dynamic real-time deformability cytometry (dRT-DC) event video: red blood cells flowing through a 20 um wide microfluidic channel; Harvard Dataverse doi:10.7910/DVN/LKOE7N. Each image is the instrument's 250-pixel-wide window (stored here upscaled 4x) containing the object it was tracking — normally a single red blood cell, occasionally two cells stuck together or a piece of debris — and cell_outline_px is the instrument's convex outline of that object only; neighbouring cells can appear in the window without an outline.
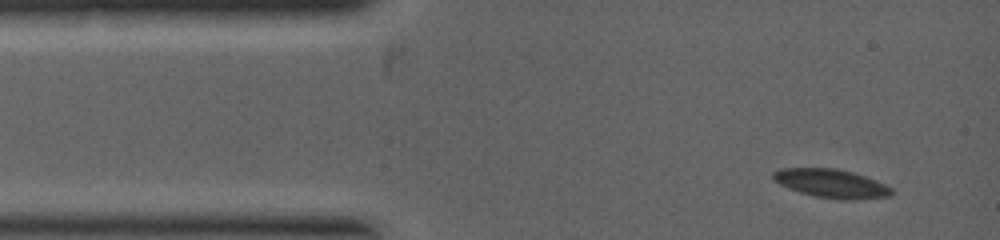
{"species": "common noctule bat (a hibernating species)", "species_latin": "Nyctalus noctula", "temperature_condition": "warm", "stored_images_in_passage": 9, "camera_frame_rate_fps": 5000, "um_per_image_px": 0.085, "animal": {"sex": "female", "body_mass_g": 19.0, "forearm_length_mm": 53.3}, "frame": {"image": 1, "passage_image": 1, "time_ms": 0.0, "image_size_px": [1000, 240], "cell_outline_px": [[896, 192], [892, 196], [856, 200], [840, 200], [816, 196], [800, 192], [788, 188], [772, 180], [772, 172], [784, 168], [836, 168], [852, 172], [864, 176], [884, 184], [892, 188]], "centroid_in_image_um": [70.69, 15.61], "position_along_channel_um": 14.3, "area_um2": 19.88}}
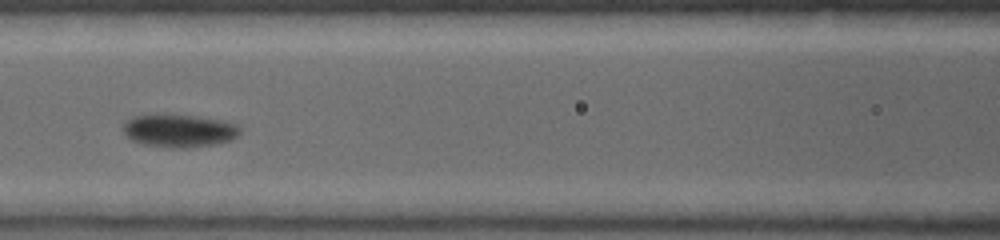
{"frame": {"image": 2, "passage_image": 6, "time_ms": 2.8, "image_size_px": [1000, 240], "cell_outline_px": [[240, 132], [232, 140], [216, 144], [188, 148], [176, 148], [140, 144], [132, 140], [124, 132], [124, 124], [132, 116], [152, 112], [192, 116], [216, 120], [236, 124], [240, 128]], "centroid_in_image_um": [15.17, 11.1], "position_along_channel_um": 151.4, "area_um2": 22.6}}
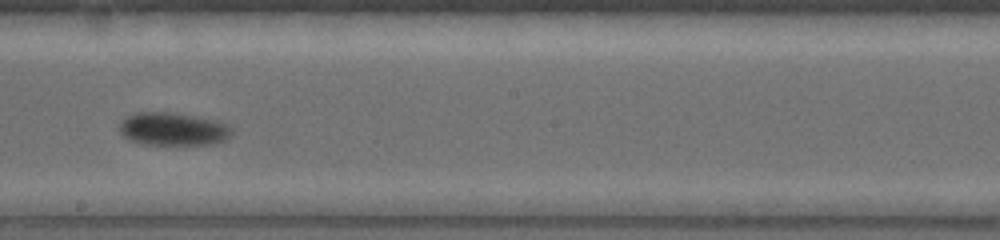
{"frame": {"image": 3, "passage_image": 8, "time_ms": 4.0, "image_size_px": [1000, 240], "cell_outline_px": [[232, 132], [224, 140], [212, 144], [144, 144], [128, 140], [120, 132], [120, 124], [124, 116], [136, 112], [168, 112], [216, 120], [232, 128]], "centroid_in_image_um": [14.65, 10.96], "position_along_channel_um": 233.5, "area_um2": 21.39}}